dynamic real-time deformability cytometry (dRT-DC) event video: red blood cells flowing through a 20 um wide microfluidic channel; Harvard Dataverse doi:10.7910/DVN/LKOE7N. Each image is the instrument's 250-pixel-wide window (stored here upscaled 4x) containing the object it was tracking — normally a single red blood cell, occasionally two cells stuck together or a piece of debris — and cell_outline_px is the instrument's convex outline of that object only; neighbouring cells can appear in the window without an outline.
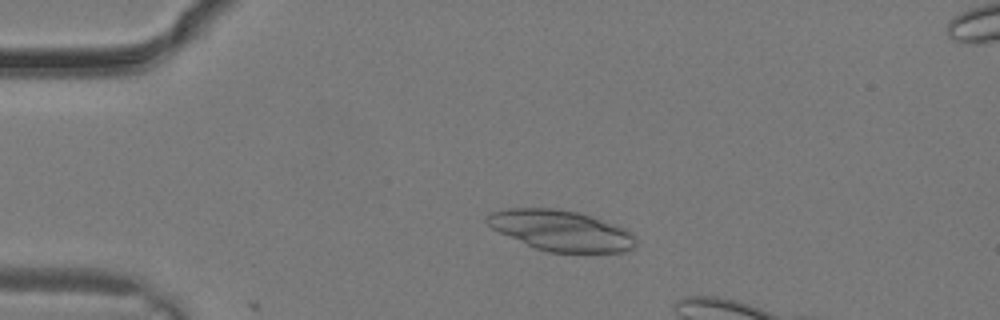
{"species": "common noctule bat (a hibernating species)", "species_latin": "Nyctalus noctula", "temperature_condition": "warm", "stored_images_in_passage": 13, "camera_frame_rate_fps": 3000, "um_per_image_px": 0.085, "animal": {"sex": "male", "body_mass_g": 19.2, "forearm_length_mm": 51.8}, "frame": {"image": 1, "passage_image": 4, "time_ms": 1.0, "image_size_px": [1000, 320], "cell_outline_px": [[636, 244], [632, 248], [624, 252], [548, 252], [536, 248], [500, 232], [492, 228], [484, 220], [492, 212], [504, 208], [556, 208], [576, 212], [624, 228], [632, 232], [636, 240]], "centroid_in_image_um": [47.68, 19.59], "position_along_channel_um": 37.3, "area_um2": 34.68}}
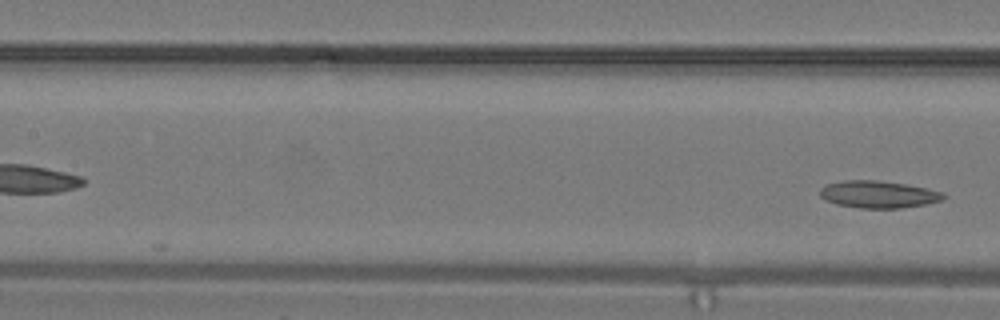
{"frame": {"image": 2, "passage_image": 13, "time_ms": 4.0, "image_size_px": [1000, 320], "cell_outline_px": [[948, 196], [944, 200], [924, 204], [900, 208], [860, 208], [836, 204], [824, 200], [820, 196], [820, 188], [824, 184], [844, 180], [876, 180], [904, 184], [944, 192]], "centroid_in_image_um": [74.64, 16.52], "position_along_channel_um": 132.8, "area_um2": 19.65}}